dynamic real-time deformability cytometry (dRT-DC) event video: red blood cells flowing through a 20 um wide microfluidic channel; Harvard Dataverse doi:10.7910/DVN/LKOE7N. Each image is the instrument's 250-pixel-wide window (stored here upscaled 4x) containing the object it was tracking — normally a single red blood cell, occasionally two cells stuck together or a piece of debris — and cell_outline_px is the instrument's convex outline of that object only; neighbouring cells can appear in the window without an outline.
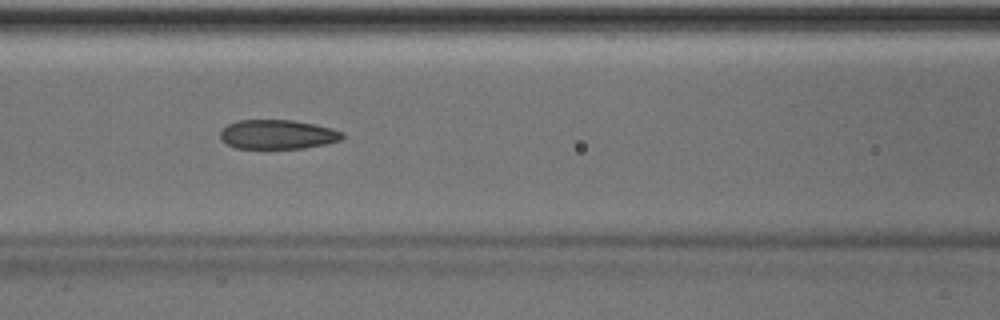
{"species": "Egyptian fruit bat (a non-hibernating species)", "species_latin": "Rousettus aegyptiacus", "temperature_condition": "room temperature", "stored_images_in_passage": 50, "camera_frame_rate_fps": 3000, "um_per_image_px": 0.085, "animal": {"sex": "male"}, "frame": {"image": 1, "passage_image": 22, "time_ms": 7.0, "image_size_px": [1000, 320], "cell_outline_px": [[344, 136], [340, 140], [324, 144], [304, 148], [236, 148], [220, 140], [220, 132], [228, 124], [240, 120], [292, 120], [312, 124], [344, 132]], "centroid_in_image_um": [23.57, 11.43], "position_along_channel_um": 143.0, "area_um2": 20.58}}
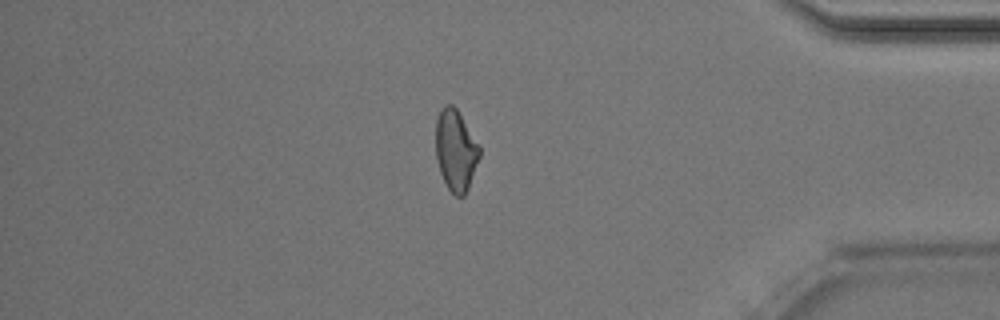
{"frame": {"image": 2, "passage_image": 43, "time_ms": 14.0, "image_size_px": [1000, 320], "cell_outline_px": [[480, 156], [468, 188], [464, 196], [456, 196], [448, 188], [440, 172], [436, 156], [436, 120], [440, 108], [444, 104], [452, 104], [456, 108], [480, 144]], "centroid_in_image_um": [38.74, 12.74], "position_along_channel_um": 396.5, "area_um2": 20.75}, "authors_computed_cell_mechanics": {"area_um2": 21.386, "velocity_mm_per_s": 4.0523, "shape_relaxation_time_tau1_ms": 5.4954, "shape_relaxation_time_tau2_ms": 2.4464, "deformation_change_tau1": 0.1553, "deformation_change_tau2": 0.1038}}